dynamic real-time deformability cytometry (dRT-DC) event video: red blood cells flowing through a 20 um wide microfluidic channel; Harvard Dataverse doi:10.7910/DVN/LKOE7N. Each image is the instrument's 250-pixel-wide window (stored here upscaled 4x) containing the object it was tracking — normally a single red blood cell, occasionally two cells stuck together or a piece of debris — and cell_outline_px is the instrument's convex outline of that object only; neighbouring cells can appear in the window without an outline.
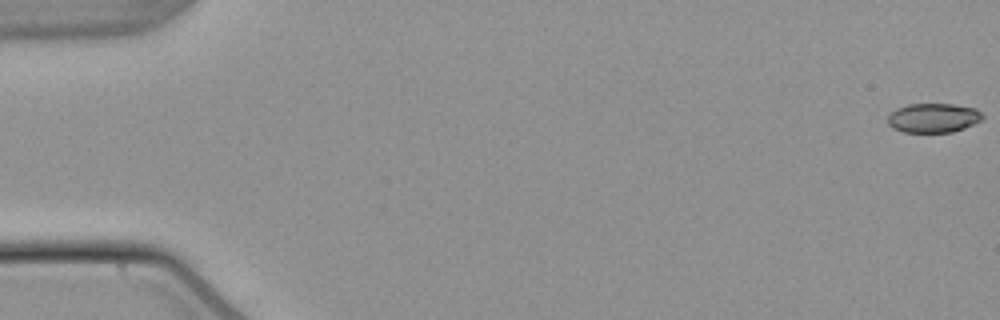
{"species": "common noctule bat (a hibernating species)", "species_latin": "Nyctalus noctula", "temperature_condition": "warm", "stored_images_in_passage": 54, "camera_frame_rate_fps": 3000, "um_per_image_px": 0.085, "animal": {"sex": "male", "body_mass_g": 21.5, "forearm_length_mm": 52.0}, "frame": {"image": 1, "passage_image": 1, "time_ms": 0.0, "image_size_px": [1000, 320], "cell_outline_px": [[984, 120], [964, 128], [952, 132], [904, 132], [892, 128], [888, 124], [888, 116], [896, 108], [908, 104], [952, 104], [976, 108], [984, 116]], "centroid_in_image_um": [79.35, 10.02], "position_along_channel_um": 5.6, "area_um2": 16.3}}
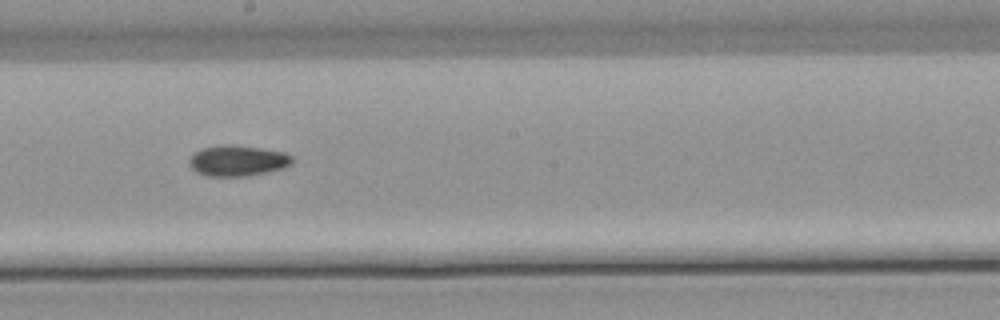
{"frame": {"image": 2, "passage_image": 31, "time_ms": 10.0, "image_size_px": [1000, 320], "cell_outline_px": [[292, 164], [284, 168], [248, 176], [208, 176], [196, 172], [192, 168], [188, 160], [200, 148], [224, 144], [232, 144], [260, 148], [284, 152], [292, 156]], "centroid_in_image_um": [20.2, 13.65], "position_along_channel_um": 228.0, "area_um2": 18.5}}
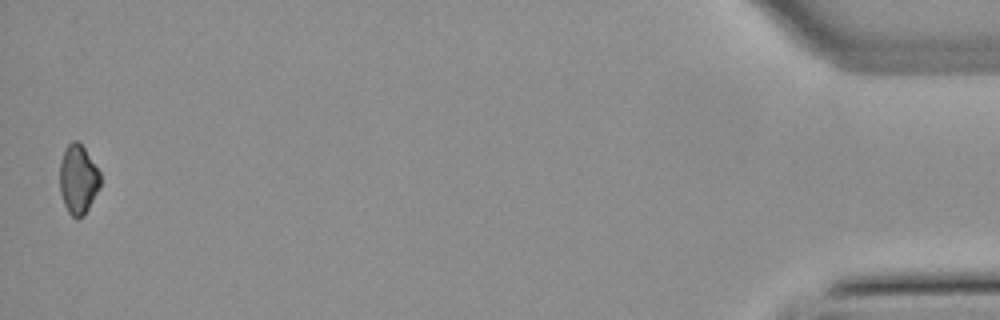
{"frame": {"image": 3, "passage_image": 54, "time_ms": 17.667, "image_size_px": [1000, 320], "cell_outline_px": [[100, 188], [84, 216], [76, 220], [68, 212], [64, 204], [60, 192], [60, 164], [64, 152], [68, 144], [72, 140], [76, 140], [84, 148], [100, 172]], "centroid_in_image_um": [6.65, 15.29], "position_along_channel_um": 428.6, "area_um2": 16.36}}